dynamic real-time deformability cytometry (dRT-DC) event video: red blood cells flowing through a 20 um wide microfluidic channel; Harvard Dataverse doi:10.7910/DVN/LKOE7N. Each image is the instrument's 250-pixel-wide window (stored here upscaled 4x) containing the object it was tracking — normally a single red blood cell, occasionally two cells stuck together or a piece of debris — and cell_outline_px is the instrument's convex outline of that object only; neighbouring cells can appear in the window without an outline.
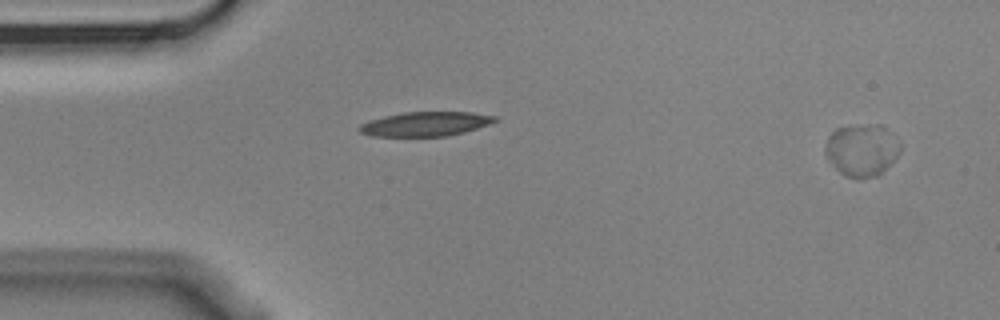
{"species": "Egyptian fruit bat (a non-hibernating species)", "species_latin": "Rousettus aegyptiacus", "temperature_condition": "cold", "stored_images_in_passage": 9, "camera_frame_rate_fps": 3000, "um_per_image_px": 0.085, "animal": {"sex": "male"}, "frame": {"image": 1, "passage_image": 1, "time_ms": 0.0, "image_size_px": [1000, 320], "cell_outline_px": [[900, 152], [876, 176], [856, 180], [844, 176], [828, 160], [824, 152], [824, 148], [828, 136], [836, 128], [876, 124], [880, 124], [888, 128], [900, 140]], "centroid_in_image_um": [73.24, 12.75], "position_along_channel_um": 11.8, "area_um2": 22.89}}
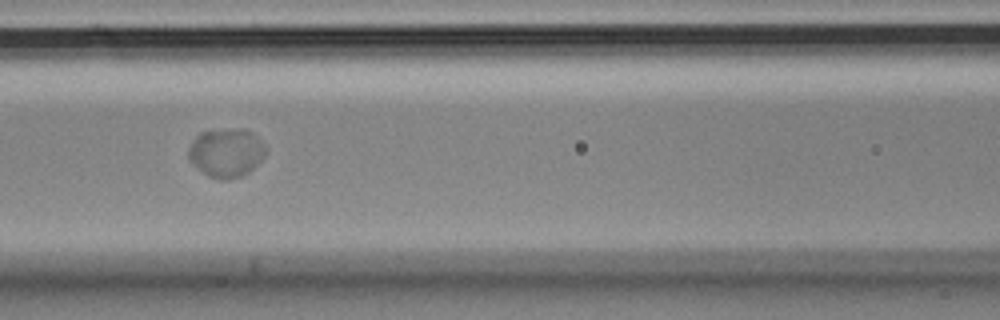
{"frame": {"image": 2, "passage_image": 7, "time_ms": 2.0, "image_size_px": [1000, 320], "cell_outline_px": [[264, 156], [248, 172], [240, 176], [228, 180], [220, 180], [208, 176], [188, 156], [188, 148], [196, 136], [200, 132], [244, 128], [252, 132], [264, 144]], "centroid_in_image_um": [19.24, 12.97], "position_along_channel_um": 147.4, "area_um2": 21.39}}
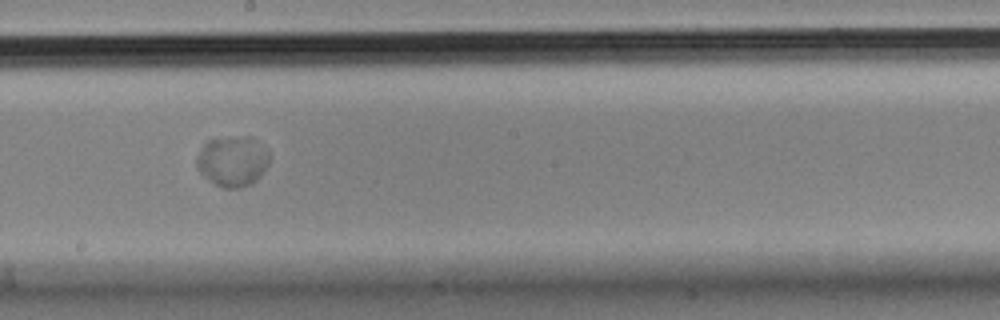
{"frame": {"image": 3, "passage_image": 9, "time_ms": 2.667, "image_size_px": [1000, 320], "cell_outline_px": [[268, 164], [260, 176], [252, 184], [240, 188], [224, 188], [208, 180], [196, 168], [196, 156], [204, 144], [208, 140], [240, 136], [252, 136], [268, 152]], "centroid_in_image_um": [19.75, 13.71], "position_along_channel_um": 228.5, "area_um2": 21.33}}